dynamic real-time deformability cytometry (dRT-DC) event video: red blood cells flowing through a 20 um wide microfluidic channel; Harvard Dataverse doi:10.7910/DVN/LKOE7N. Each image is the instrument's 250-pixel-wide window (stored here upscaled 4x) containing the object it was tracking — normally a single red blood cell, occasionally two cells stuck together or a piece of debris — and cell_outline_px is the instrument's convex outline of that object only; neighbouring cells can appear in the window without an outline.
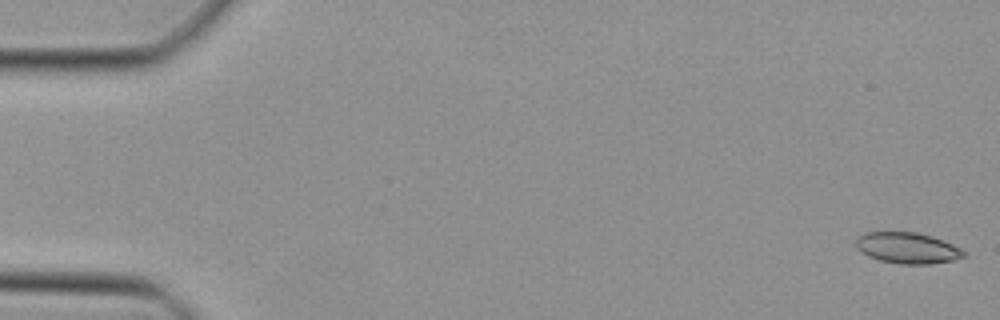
{"species": "Egyptian fruit bat (a non-hibernating species)", "species_latin": "Rousettus aegyptiacus", "temperature_condition": "cold", "stored_images_in_passage": 47, "camera_frame_rate_fps": 3000, "um_per_image_px": 0.085, "animal": {"sex": "female"}, "frame": {"image": 1, "passage_image": 1, "time_ms": 0.0, "image_size_px": [1000, 320], "cell_outline_px": [[968, 252], [964, 256], [952, 260], [928, 264], [900, 264], [880, 260], [868, 256], [856, 248], [856, 236], [864, 232], [916, 232], [932, 236], [944, 240]], "centroid_in_image_um": [77.12, 21.06], "position_along_channel_um": 7.9, "area_um2": 19.59}}
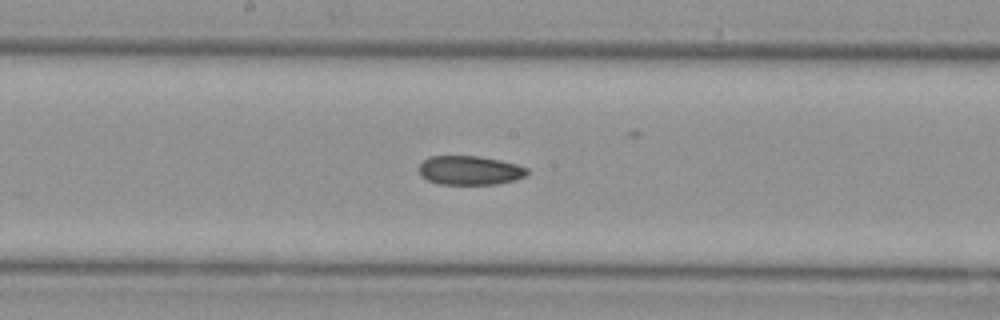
{"frame": {"image": 2, "passage_image": 25, "time_ms": 8.0, "image_size_px": [1000, 320], "cell_outline_px": [[528, 172], [524, 176], [516, 180], [496, 184], [440, 184], [428, 180], [420, 176], [420, 164], [428, 156], [476, 156], [500, 160], [516, 164], [528, 168]], "centroid_in_image_um": [39.93, 14.48], "position_along_channel_um": 208.3, "area_um2": 18.26}}
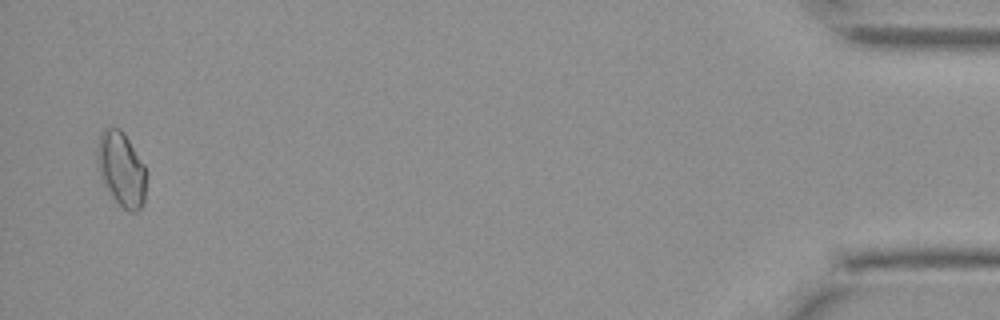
{"frame": {"image": 3, "passage_image": 46, "time_ms": 15.0, "image_size_px": [1000, 320], "cell_outline_px": [[144, 200], [140, 208], [136, 212], [128, 212], [112, 200], [100, 176], [96, 160], [96, 148], [100, 132], [104, 128], [120, 128], [124, 132], [144, 164]], "centroid_in_image_um": [10.26, 14.37], "position_along_channel_um": 424.9, "area_um2": 21.44}}